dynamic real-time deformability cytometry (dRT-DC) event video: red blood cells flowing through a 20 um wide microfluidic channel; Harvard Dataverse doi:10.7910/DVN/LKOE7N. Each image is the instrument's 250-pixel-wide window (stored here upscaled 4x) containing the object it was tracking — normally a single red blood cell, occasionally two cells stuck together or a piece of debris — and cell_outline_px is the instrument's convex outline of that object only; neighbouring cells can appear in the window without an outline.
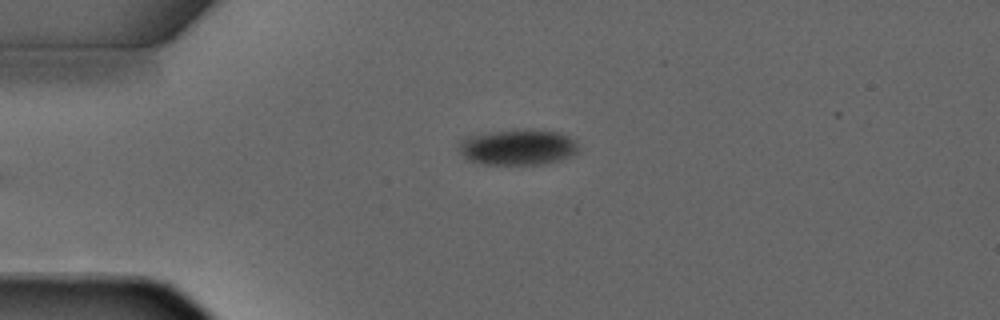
{"species": "common noctule bat (a hibernating species)", "species_latin": "Nyctalus noctula", "temperature_condition": "warm", "stored_images_in_passage": 4, "camera_frame_rate_fps": 3000, "um_per_image_px": 0.085, "animal": {"sex": "male", "forearm_length_mm": 52.5}, "frame": {"image": 1, "passage_image": 4, "time_ms": 3.667, "image_size_px": [1000, 320], "cell_outline_px": [[576, 152], [572, 156], [560, 160], [544, 164], [480, 164], [468, 160], [460, 152], [460, 140], [468, 136], [492, 132], [524, 128], [532, 128], [560, 132], [568, 136], [576, 144]], "centroid_in_image_um": [44.01, 12.5], "position_along_channel_um": 41.0, "area_um2": 24.97}}